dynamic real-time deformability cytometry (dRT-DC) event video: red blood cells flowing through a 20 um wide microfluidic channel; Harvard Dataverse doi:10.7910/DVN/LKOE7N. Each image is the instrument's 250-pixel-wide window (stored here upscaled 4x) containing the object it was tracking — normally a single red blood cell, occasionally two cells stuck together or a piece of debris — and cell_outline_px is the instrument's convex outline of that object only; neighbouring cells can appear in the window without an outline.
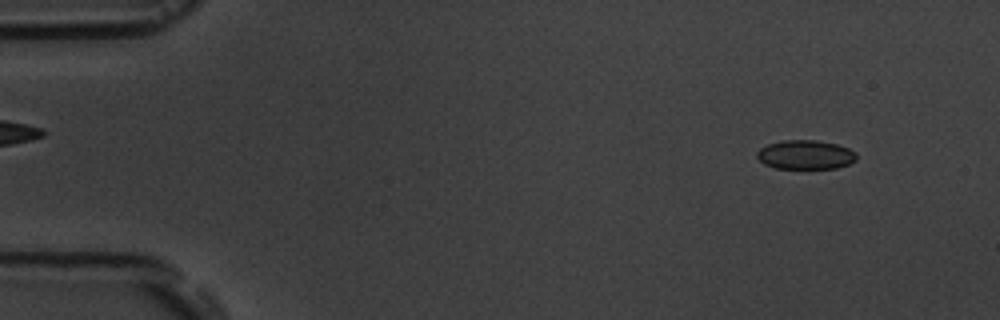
{"species": "common noctule bat (a hibernating species)", "species_latin": "Nyctalus noctula", "temperature_condition": "room temperature", "stored_images_in_passage": 4, "camera_frame_rate_fps": 3000, "um_per_image_px": 0.085, "animal": {"sex": "male", "body_mass_g": 19.5, "forearm_length_mm": 54.6}, "frame": {"image": 1, "passage_image": 1, "time_ms": 0.0, "image_size_px": [1000, 320], "cell_outline_px": [[856, 160], [848, 164], [836, 168], [776, 168], [764, 164], [756, 156], [756, 152], [760, 148], [768, 144], [784, 140], [816, 140], [836, 144], [848, 148], [856, 152]], "centroid_in_image_um": [68.45, 13.15], "position_along_channel_um": 16.5, "area_um2": 16.82}}
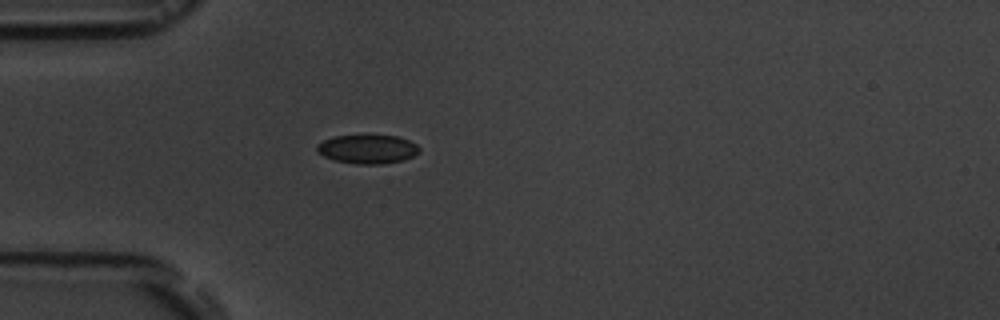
{"frame": {"image": 2, "passage_image": 4, "time_ms": 3.667, "image_size_px": [1000, 320], "cell_outline_px": [[420, 152], [404, 160], [384, 164], [356, 164], [332, 160], [316, 152], [316, 144], [332, 136], [364, 132], [396, 136], [408, 140], [416, 144], [420, 148]], "centroid_in_image_um": [31.2, 12.63], "position_along_channel_um": 53.8, "area_um2": 18.21}}